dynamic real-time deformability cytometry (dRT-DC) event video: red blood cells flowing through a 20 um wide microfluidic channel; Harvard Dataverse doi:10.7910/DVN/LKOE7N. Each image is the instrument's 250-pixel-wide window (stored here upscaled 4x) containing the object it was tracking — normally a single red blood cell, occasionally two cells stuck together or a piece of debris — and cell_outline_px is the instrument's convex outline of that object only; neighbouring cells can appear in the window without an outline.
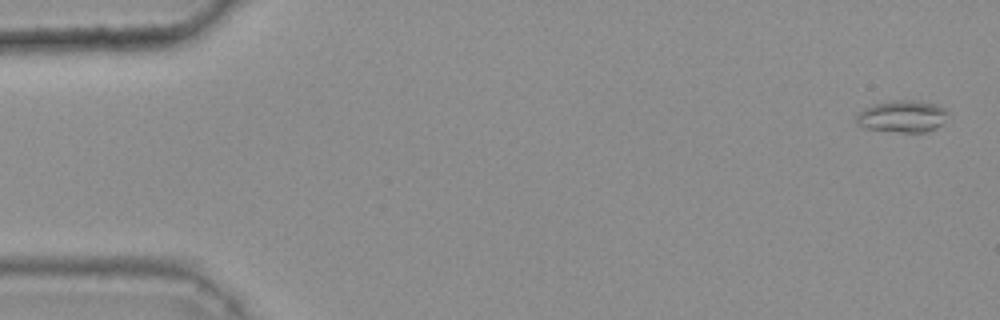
{"species": "common noctule bat (a hibernating species)", "species_latin": "Nyctalus noctula", "temperature_condition": "warm", "stored_images_in_passage": 48, "camera_frame_rate_fps": 3000, "um_per_image_px": 0.085, "animal": {"sex": "female", "body_mass_g": 25.1}, "frame": {"image": 1, "passage_image": 2, "time_ms": 0.333, "image_size_px": [1000, 320], "cell_outline_px": [[948, 112], [940, 124], [936, 128], [924, 132], [900, 132], [864, 128], [856, 124], [856, 116], [864, 108], [872, 104], [896, 100], [916, 100], [936, 104], [944, 108]], "centroid_in_image_um": [76.66, 9.88], "position_along_channel_um": 8.3, "area_um2": 16.94}}
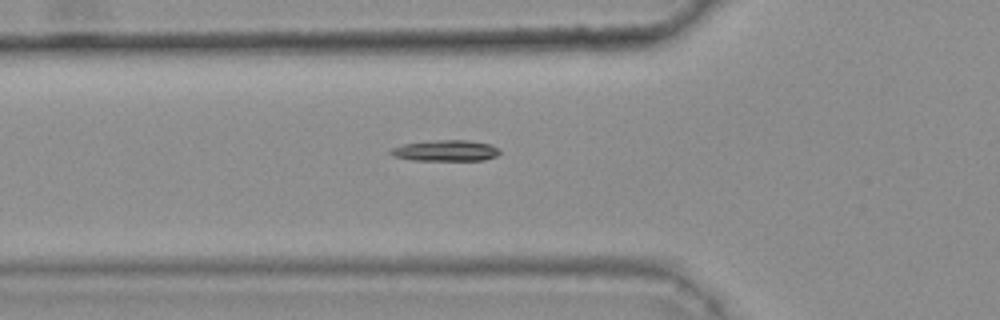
{"frame": {"image": 2, "passage_image": 19, "time_ms": 6.0, "image_size_px": [1000, 320], "cell_outline_px": [[500, 152], [496, 156], [484, 160], [412, 160], [392, 156], [388, 152], [392, 148], [404, 144], [440, 140], [468, 140], [492, 144], [500, 148]], "centroid_in_image_um": [37.91, 12.8], "position_along_channel_um": 87.9, "area_um2": 13.35}}
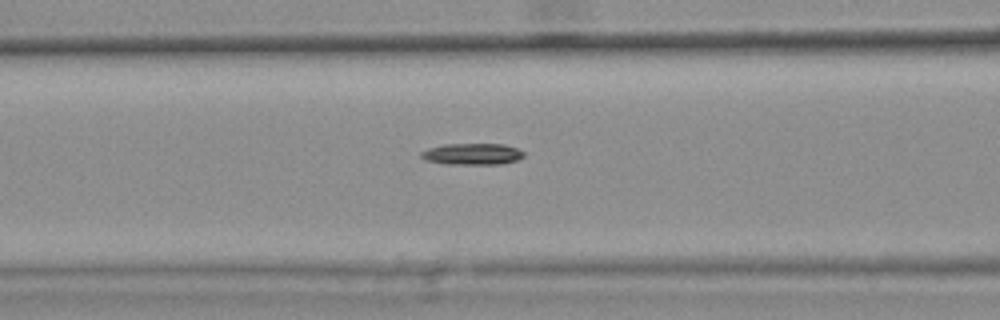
{"frame": {"image": 3, "passage_image": 22, "time_ms": 7.0, "image_size_px": [1000, 320], "cell_outline_px": [[524, 156], [516, 160], [500, 164], [444, 164], [428, 160], [420, 156], [420, 152], [428, 148], [444, 144], [504, 144], [516, 148], [524, 152]], "centroid_in_image_um": [40.13, 13.09], "position_along_channel_um": 126.5, "area_um2": 12.77}, "authors_computed_cell_mechanics": {"area_um2": 12.6582, "velocity_mm_per_s": 3.8075, "shape_relaxation_time_tau1_ms": 7.2911, "shape_relaxation_time_tau2_ms": null, "deformation_change_tau1": 0.1487, "deformation_change_tau2": null}}